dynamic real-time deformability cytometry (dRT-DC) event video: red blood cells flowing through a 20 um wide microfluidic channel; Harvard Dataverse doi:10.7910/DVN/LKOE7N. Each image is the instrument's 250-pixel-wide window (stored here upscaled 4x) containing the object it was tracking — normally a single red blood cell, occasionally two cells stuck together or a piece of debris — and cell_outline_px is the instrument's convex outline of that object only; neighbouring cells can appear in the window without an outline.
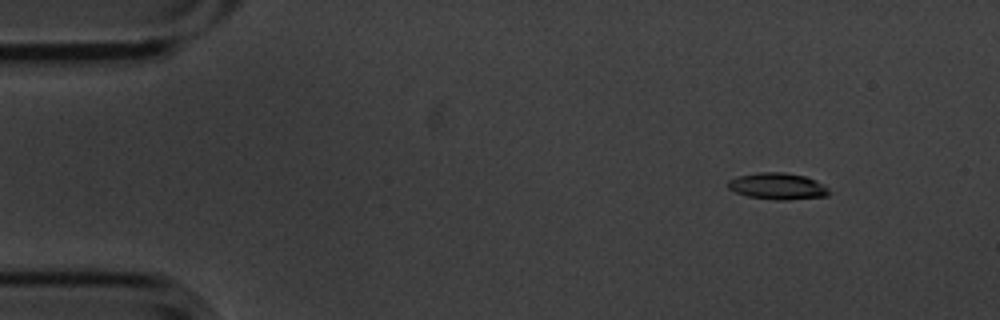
{"species": "common noctule bat (a hibernating species)", "species_latin": "Nyctalus noctula", "temperature_condition": "cold", "stored_images_in_passage": 6, "camera_frame_rate_fps": 3000, "um_per_image_px": 0.085, "animal": {"sex": "male", "body_mass_g": 20.1, "forearm_length_mm": 53.5}, "frame": {"image": 1, "passage_image": 2, "time_ms": 0.333, "image_size_px": [1000, 320], "cell_outline_px": [[828, 196], [784, 200], [776, 200], [748, 196], [736, 192], [728, 188], [724, 184], [728, 180], [736, 176], [756, 172], [784, 172], [804, 176], [816, 180], [828, 188]], "centroid_in_image_um": [66.04, 15.81], "position_along_channel_um": 19.0, "area_um2": 15.72}}
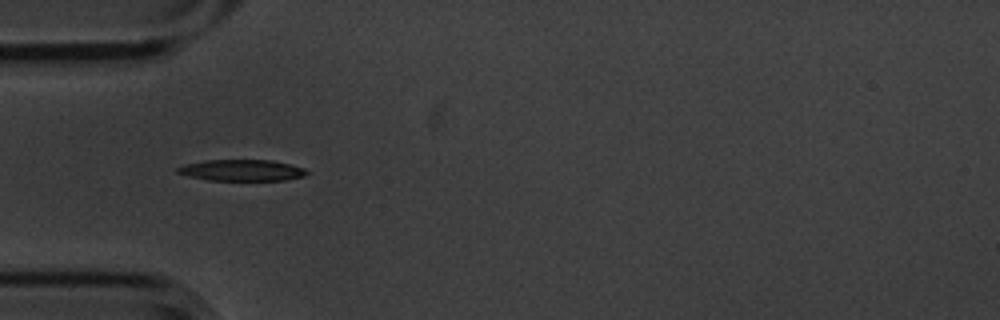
{"frame": {"image": 2, "passage_image": 5, "time_ms": 1.333, "image_size_px": [1000, 320], "cell_outline_px": [[312, 172], [304, 176], [284, 180], [208, 180], [188, 176], [176, 172], [176, 168], [184, 164], [204, 160], [272, 160], [304, 168]], "centroid_in_image_um": [20.55, 14.47], "position_along_channel_um": 64.4, "area_um2": 16.07}}
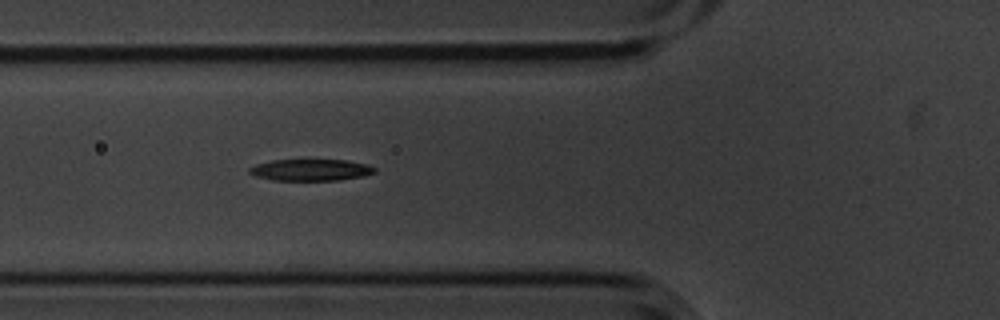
{"frame": {"image": 3, "passage_image": 6, "time_ms": 1.667, "image_size_px": [1000, 320], "cell_outline_px": [[376, 172], [364, 176], [340, 180], [272, 180], [256, 176], [248, 172], [248, 168], [256, 164], [272, 160], [304, 156], [348, 160], [368, 164], [376, 168]], "centroid_in_image_um": [26.42, 14.38], "position_along_channel_um": 99.4, "area_um2": 16.94}}